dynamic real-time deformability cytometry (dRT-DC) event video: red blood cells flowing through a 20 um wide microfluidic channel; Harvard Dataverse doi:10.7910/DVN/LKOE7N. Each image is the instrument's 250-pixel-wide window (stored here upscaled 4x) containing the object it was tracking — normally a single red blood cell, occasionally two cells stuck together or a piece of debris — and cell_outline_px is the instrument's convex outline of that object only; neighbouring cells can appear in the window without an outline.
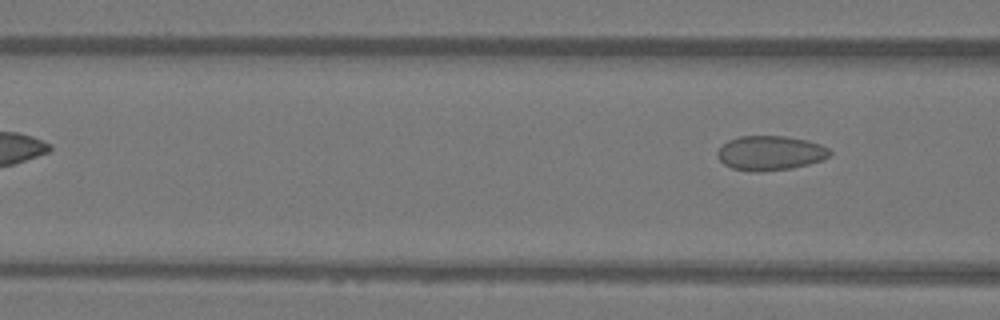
{"species": "Egyptian fruit bat (a non-hibernating species)", "species_latin": "Rousettus aegyptiacus", "temperature_condition": "warm", "stored_images_in_passage": 3, "camera_frame_rate_fps": 3000, "um_per_image_px": 0.085, "animal": {"sex": "female"}, "frame": {"image": 1, "passage_image": 3, "time_ms": 0.667, "image_size_px": [1000, 320], "cell_outline_px": [[832, 156], [824, 160], [792, 168], [760, 172], [752, 172], [732, 168], [724, 164], [716, 156], [716, 152], [728, 140], [740, 136], [784, 136], [808, 140], [820, 144], [828, 148], [832, 152]], "centroid_in_image_um": [65.49, 13.01], "position_along_channel_um": 101.1, "area_um2": 22.83}}